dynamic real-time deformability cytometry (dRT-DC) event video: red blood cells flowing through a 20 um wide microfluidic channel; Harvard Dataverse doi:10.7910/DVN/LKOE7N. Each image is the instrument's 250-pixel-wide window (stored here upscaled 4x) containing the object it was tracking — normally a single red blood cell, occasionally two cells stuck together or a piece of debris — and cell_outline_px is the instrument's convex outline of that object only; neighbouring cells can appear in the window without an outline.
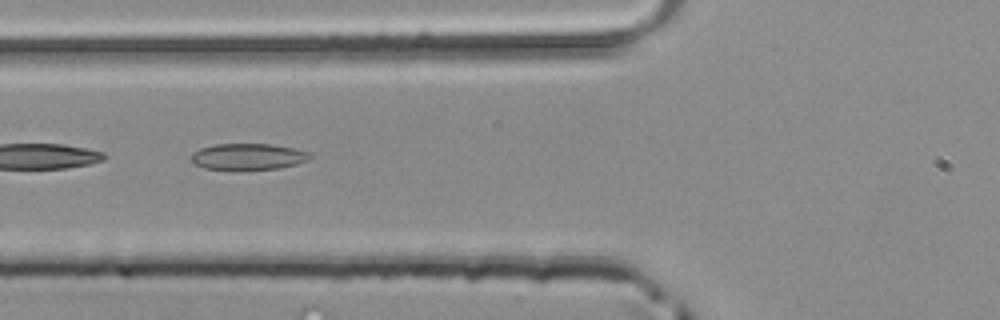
{"species": "common noctule bat (a hibernating species)", "species_latin": "Nyctalus noctula", "temperature_condition": "room temperature", "stored_images_in_passage": 49, "camera_frame_rate_fps": 3000, "um_per_image_px": 0.085, "animal": {"sex": "male", "body_mass_g": 20.4}, "frame": {"image": 1, "passage_image": 19, "time_ms": 6.0, "image_size_px": [1000, 320], "cell_outline_px": [[312, 156], [308, 160], [296, 164], [280, 168], [240, 172], [232, 172], [204, 168], [192, 164], [188, 160], [188, 156], [192, 152], [200, 148], [216, 144], [272, 144], [296, 148], [312, 152]], "centroid_in_image_um": [21.03, 13.35], "position_along_channel_um": 104.8, "area_um2": 19.42}}
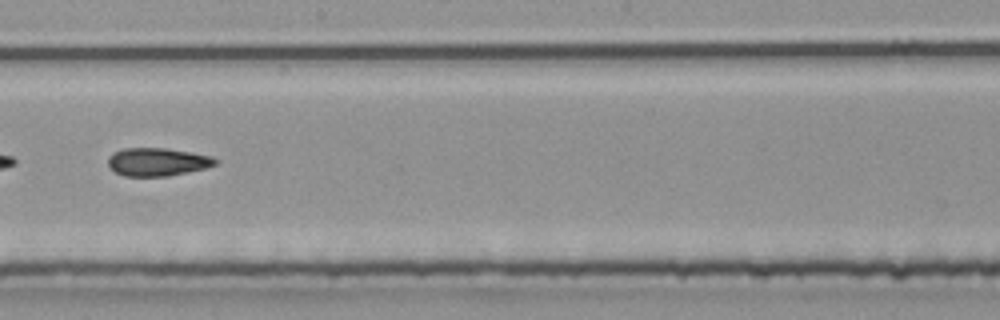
{"frame": {"image": 2, "passage_image": 28, "time_ms": 9.0, "image_size_px": [1000, 320], "cell_outline_px": [[220, 160], [216, 164], [204, 168], [168, 176], [124, 176], [108, 168], [108, 156], [112, 152], [124, 148], [168, 148], [212, 156]], "centroid_in_image_um": [13.35, 13.75], "position_along_channel_um": 234.8, "area_um2": 17.69}}
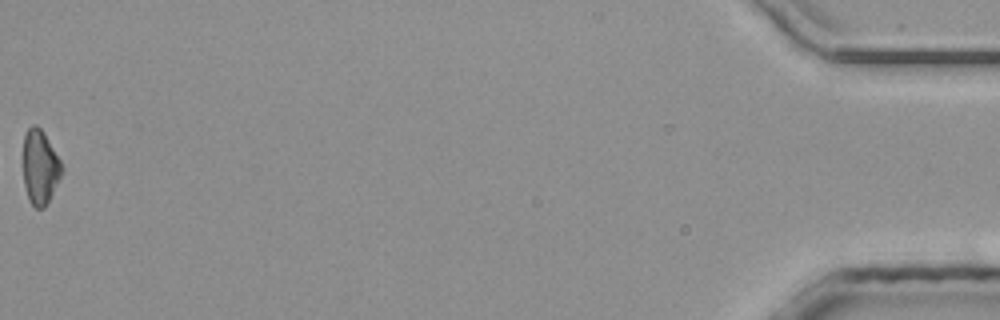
{"frame": {"image": 3, "passage_image": 49, "time_ms": 16.0, "image_size_px": [1000, 320], "cell_outline_px": [[60, 176], [44, 208], [36, 208], [32, 204], [28, 196], [24, 184], [20, 156], [24, 136], [28, 128], [32, 124], [36, 124], [44, 132], [60, 160]], "centroid_in_image_um": [3.32, 14.13], "position_along_channel_um": 431.9, "area_um2": 16.82}}